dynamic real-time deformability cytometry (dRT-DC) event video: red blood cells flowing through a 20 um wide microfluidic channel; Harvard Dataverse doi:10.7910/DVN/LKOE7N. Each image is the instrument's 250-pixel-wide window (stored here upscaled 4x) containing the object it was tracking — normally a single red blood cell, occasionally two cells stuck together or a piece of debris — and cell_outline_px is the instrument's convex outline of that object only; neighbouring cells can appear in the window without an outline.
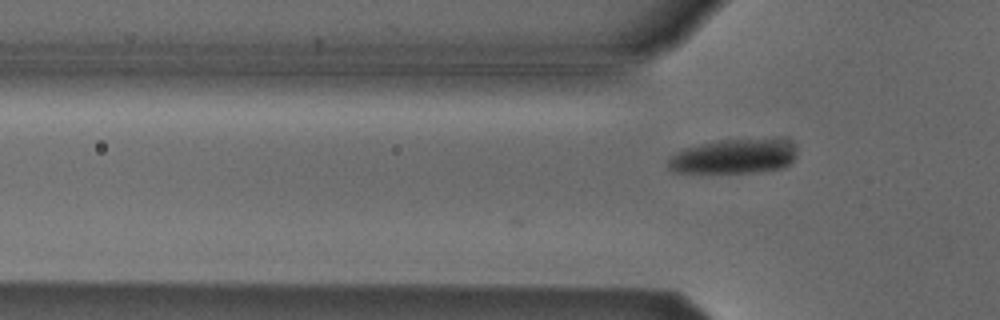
{"species": "Egyptian fruit bat (a non-hibernating species)", "species_latin": "Rousettus aegyptiacus", "temperature_condition": "cold", "stored_images_in_passage": 4, "camera_frame_rate_fps": 3000, "um_per_image_px": 0.085, "animal": {"sex": "male"}, "frame": {"image": 1, "passage_image": 4, "time_ms": 1.0, "image_size_px": [1000, 320], "cell_outline_px": [[796, 156], [788, 164], [780, 168], [756, 172], [672, 172], [668, 168], [668, 160], [676, 152], [684, 148], [700, 144], [724, 140], [784, 140], [792, 144], [796, 148]], "centroid_in_image_um": [62.34, 13.31], "position_along_channel_um": 63.5, "area_um2": 25.32}}